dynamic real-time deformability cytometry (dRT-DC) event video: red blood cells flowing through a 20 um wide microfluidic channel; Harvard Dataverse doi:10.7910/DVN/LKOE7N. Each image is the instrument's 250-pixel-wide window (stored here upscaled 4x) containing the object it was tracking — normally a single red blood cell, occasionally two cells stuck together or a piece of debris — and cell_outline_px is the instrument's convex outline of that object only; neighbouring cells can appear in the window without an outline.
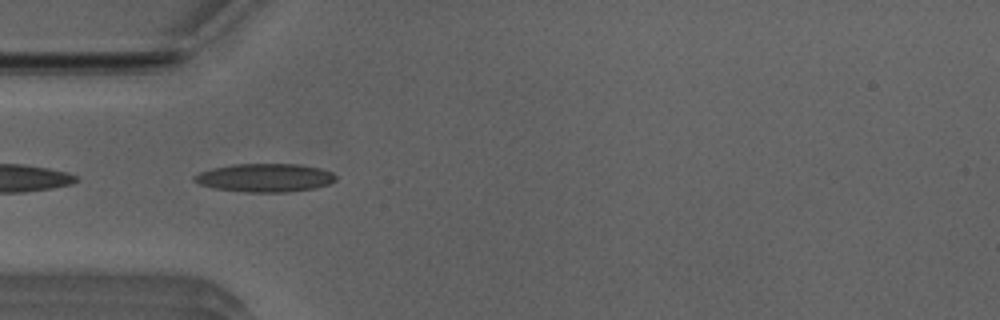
{"species": "Egyptian fruit bat (a non-hibernating species)", "species_latin": "Rousettus aegyptiacus", "temperature_condition": "room temperature", "stored_images_in_passage": 37, "camera_frame_rate_fps": 3000, "um_per_image_px": 0.085, "animal": {"sex": "male"}, "frame": {"image": 1, "passage_image": 1, "time_ms": 0.0, "image_size_px": [1000, 320], "cell_outline_px": [[336, 180], [328, 184], [316, 188], [288, 192], [244, 192], [212, 188], [200, 184], [192, 180], [192, 176], [200, 172], [212, 168], [232, 164], [300, 164], [320, 168], [332, 172], [336, 176]], "centroid_in_image_um": [22.5, 15.11], "position_along_channel_um": 62.5, "area_um2": 23.58}}
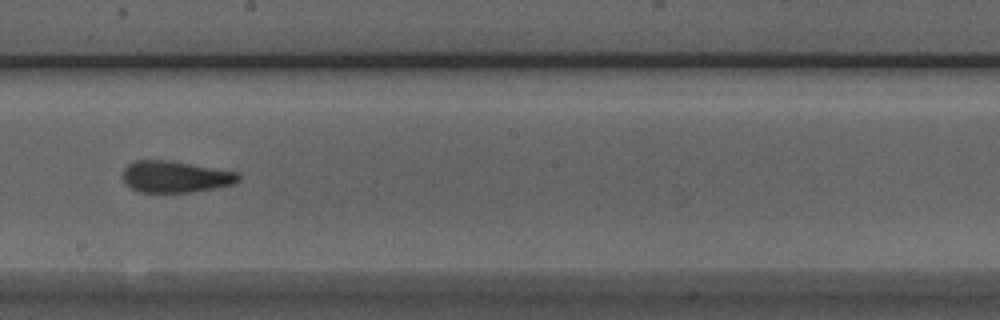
{"frame": {"image": 2, "passage_image": 14, "time_ms": 4.333, "image_size_px": [1000, 320], "cell_outline_px": [[240, 180], [232, 184], [212, 188], [188, 192], [140, 192], [132, 188], [124, 180], [124, 168], [128, 164], [136, 160], [168, 160], [240, 172]], "centroid_in_image_um": [14.93, 15.01], "position_along_channel_um": 233.3, "area_um2": 21.04}}
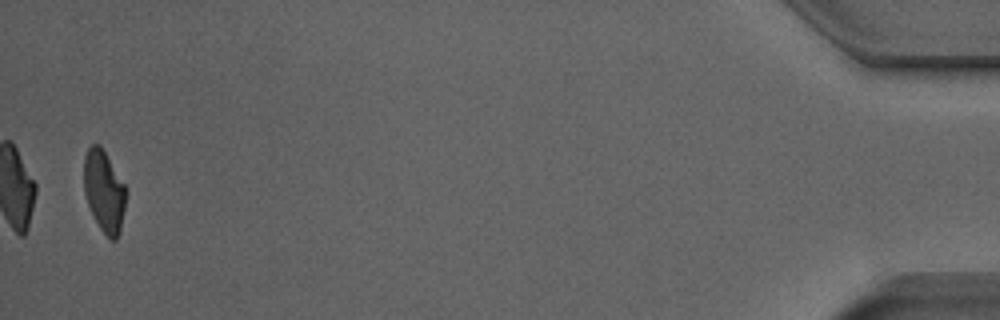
{"frame": {"image": 3, "passage_image": 36, "time_ms": 11.667, "image_size_px": [1000, 320], "cell_outline_px": [[128, 192], [120, 232], [116, 240], [112, 240], [100, 228], [88, 204], [84, 192], [84, 156], [88, 148], [92, 144], [100, 144], [124, 184]], "centroid_in_image_um": [8.86, 16.24], "position_along_channel_um": 426.3, "area_um2": 19.94}, "authors_computed_cell_mechanics": {"area_um2": 21.3282, "velocity_mm_per_s": 3.9602, "shape_relaxation_time_tau1_ms": null, "shape_relaxation_time_tau2_ms": 2.3994, "deformation_change_tau1": null, "deformation_change_tau2": 0.1211}}